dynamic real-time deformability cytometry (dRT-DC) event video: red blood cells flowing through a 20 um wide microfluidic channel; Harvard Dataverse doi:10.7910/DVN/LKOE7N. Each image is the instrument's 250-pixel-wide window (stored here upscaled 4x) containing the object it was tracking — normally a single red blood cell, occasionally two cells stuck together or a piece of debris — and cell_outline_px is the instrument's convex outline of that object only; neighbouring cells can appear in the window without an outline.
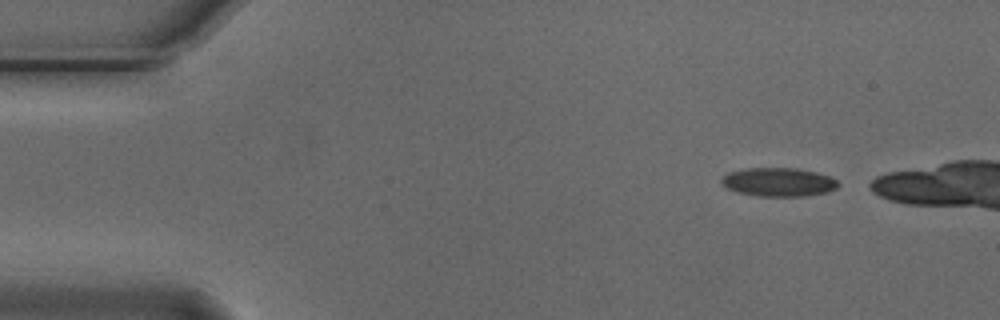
{"species": "Egyptian fruit bat (a non-hibernating species)", "species_latin": "Rousettus aegyptiacus", "temperature_condition": "cold", "stored_images_in_passage": 6, "segment_of_instrument_passage": [2, 2], "camera_frame_rate_fps": 3000, "um_per_image_px": 0.085, "animal": {"sex": "male"}, "frame": {"image": 1, "passage_image": 6, "time_ms": 1.667, "image_size_px": [1000, 320], "cell_outline_px": [[840, 184], [836, 188], [828, 192], [804, 196], [756, 196], [736, 192], [728, 188], [720, 180], [728, 172], [744, 168], [796, 168], [816, 172], [828, 176], [836, 180]], "centroid_in_image_um": [66.17, 15.47], "position_along_channel_um": 18.8, "area_um2": 19.48}}